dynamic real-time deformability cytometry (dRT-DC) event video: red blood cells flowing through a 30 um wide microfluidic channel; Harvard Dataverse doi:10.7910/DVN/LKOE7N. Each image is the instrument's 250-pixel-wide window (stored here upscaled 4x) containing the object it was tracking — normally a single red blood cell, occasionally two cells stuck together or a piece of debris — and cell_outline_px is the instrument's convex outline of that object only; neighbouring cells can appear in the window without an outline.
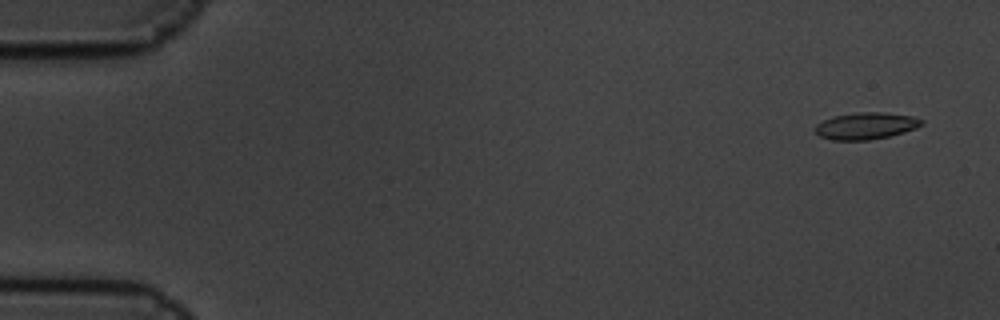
{"species": "common noctule bat (a hibernating species)", "species_latin": "Nyctalus noctula", "temperature_condition": "cold", "stored_images_in_passage": 5, "camera_frame_rate_fps": 3000, "um_per_image_px": 0.085, "animal": {"sex": "male", "body_mass_g": 19.5, "forearm_length_mm": 54.6}, "frame": {"image": 1, "passage_image": 1, "time_ms": 0.0, "image_size_px": [1000, 320], "cell_outline_px": [[924, 124], [916, 128], [904, 132], [888, 136], [868, 140], [832, 140], [820, 136], [816, 132], [816, 124], [832, 116], [856, 112], [884, 112], [912, 116], [924, 120]], "centroid_in_image_um": [73.62, 10.69], "position_along_channel_um": 11.4, "area_um2": 16.65}}
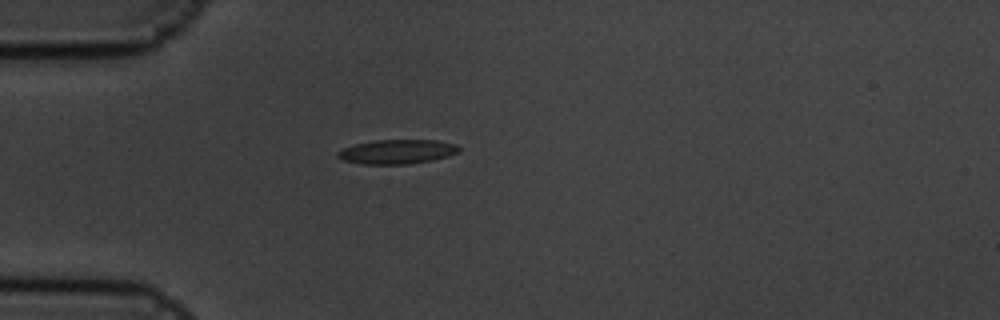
{"frame": {"image": 2, "passage_image": 5, "time_ms": 1.333, "image_size_px": [1000, 320], "cell_outline_px": [[460, 152], [448, 156], [432, 160], [408, 164], [364, 164], [344, 160], [336, 156], [336, 152], [344, 148], [356, 144], [372, 140], [436, 140], [456, 144], [460, 148]], "centroid_in_image_um": [33.77, 12.89], "position_along_channel_um": 51.2, "area_um2": 17.17}}